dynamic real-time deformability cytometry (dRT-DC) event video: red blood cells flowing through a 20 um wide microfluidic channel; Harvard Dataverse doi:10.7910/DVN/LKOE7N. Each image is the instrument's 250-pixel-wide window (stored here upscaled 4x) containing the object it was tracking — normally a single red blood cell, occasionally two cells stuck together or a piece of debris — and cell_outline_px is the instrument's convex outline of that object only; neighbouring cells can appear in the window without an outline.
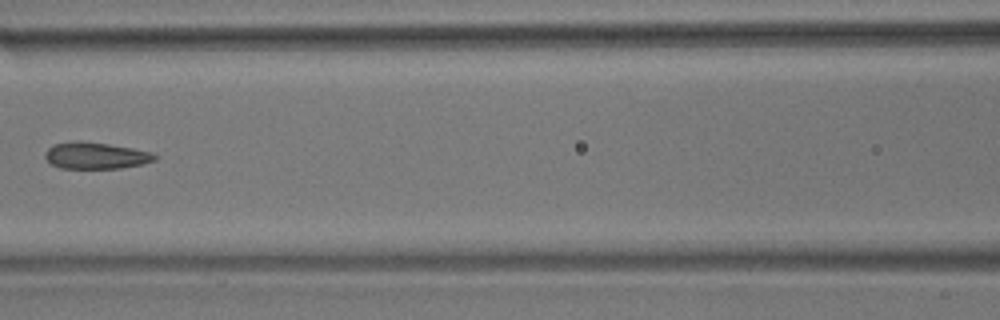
{"species": "common noctule bat (a hibernating species)", "species_latin": "Nyctalus noctula", "temperature_condition": "room temperature", "stored_images_in_passage": 9, "camera_frame_rate_fps": 3000, "um_per_image_px": 0.085, "animal": {"sex": "male", "body_mass_g": 17.9}, "frame": {"image": 1, "passage_image": 6, "time_ms": 1.667, "image_size_px": [1000, 320], "cell_outline_px": [[160, 156], [156, 160], [140, 164], [120, 168], [60, 168], [52, 164], [44, 156], [44, 152], [52, 144], [76, 140], [80, 140], [108, 144], [132, 148], [152, 152]], "centroid_in_image_um": [8.13, 13.21], "position_along_channel_um": 158.5, "area_um2": 17.11}}
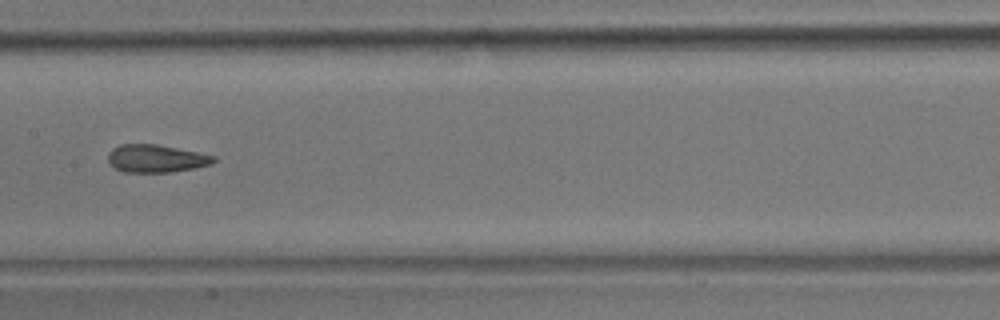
{"frame": {"image": 2, "passage_image": 7, "time_ms": 2.0, "image_size_px": [1000, 320], "cell_outline_px": [[216, 160], [212, 164], [196, 168], [172, 172], [124, 172], [116, 168], [108, 160], [108, 152], [112, 148], [120, 144], [156, 144], [216, 156]], "centroid_in_image_um": [13.27, 13.47], "position_along_channel_um": 194.1, "area_um2": 17.05}}